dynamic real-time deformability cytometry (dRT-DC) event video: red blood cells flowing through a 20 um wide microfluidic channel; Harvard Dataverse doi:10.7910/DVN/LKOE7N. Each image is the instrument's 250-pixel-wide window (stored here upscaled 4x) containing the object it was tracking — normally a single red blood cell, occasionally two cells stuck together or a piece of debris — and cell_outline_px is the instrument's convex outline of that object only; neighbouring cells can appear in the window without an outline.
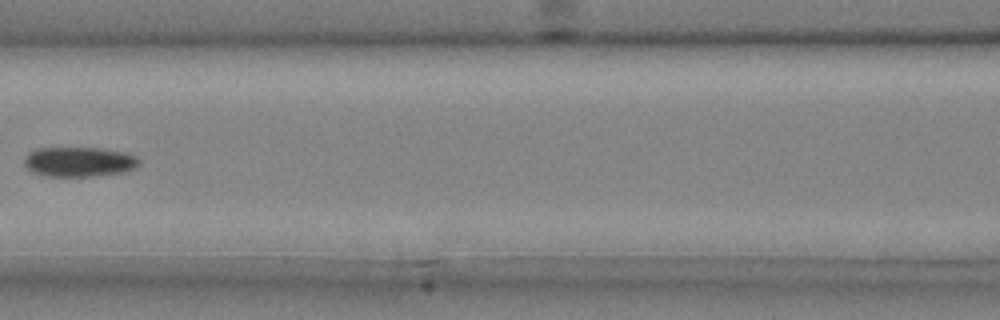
{"species": "common noctule bat (a hibernating species)", "species_latin": "Nyctalus noctula", "temperature_condition": "cold", "stored_images_in_passage": 5, "camera_frame_rate_fps": 3000, "um_per_image_px": 0.085, "animal": {"sex": "male", "body_mass_g": 20.4}, "frame": {"image": 1, "passage_image": 5, "time_ms": 1.333, "image_size_px": [1000, 320], "cell_outline_px": [[140, 164], [136, 168], [120, 172], [96, 176], [48, 176], [32, 172], [24, 164], [24, 156], [28, 152], [36, 148], [104, 148], [128, 152], [136, 156], [140, 160]], "centroid_in_image_um": [6.74, 13.74], "position_along_channel_um": 159.9, "area_um2": 20.17}}